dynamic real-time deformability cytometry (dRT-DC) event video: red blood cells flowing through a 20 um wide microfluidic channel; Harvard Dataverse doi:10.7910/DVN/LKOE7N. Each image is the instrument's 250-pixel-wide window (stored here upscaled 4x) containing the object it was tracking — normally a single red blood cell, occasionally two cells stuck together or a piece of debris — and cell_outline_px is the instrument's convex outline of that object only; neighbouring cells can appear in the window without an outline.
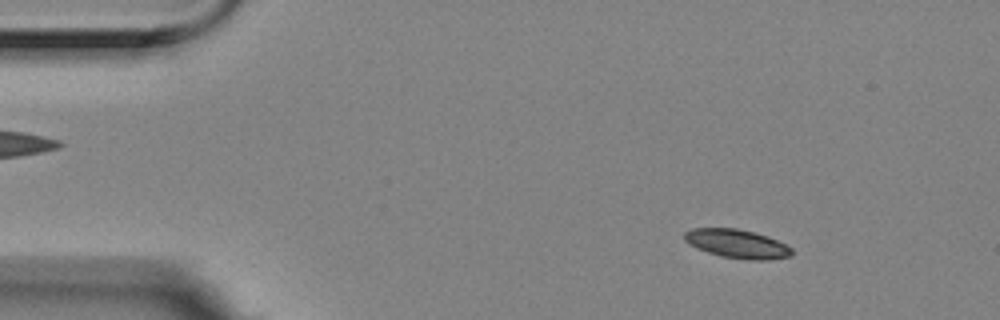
{"species": "Egyptian fruit bat (a non-hibernating species)", "species_latin": "Rousettus aegyptiacus", "temperature_condition": "room temperature", "stored_images_in_passage": 6, "camera_frame_rate_fps": 3000, "um_per_image_px": 0.085, "animal": {"sex": "female"}, "frame": {"image": 1, "passage_image": 2, "time_ms": 0.333, "image_size_px": [1000, 320], "cell_outline_px": [[792, 256], [768, 260], [748, 260], [720, 256], [696, 248], [688, 244], [684, 240], [684, 232], [692, 228], [736, 228], [768, 236], [792, 248]], "centroid_in_image_um": [62.63, 20.72], "position_along_channel_um": 22.4, "area_um2": 18.03}}
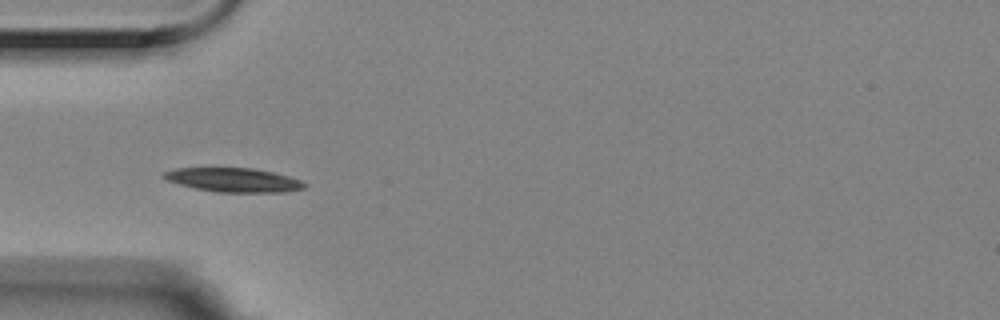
{"frame": {"image": 2, "passage_image": 5, "time_ms": 1.333, "image_size_px": [1000, 320], "cell_outline_px": [[308, 184], [304, 188], [284, 192], [216, 192], [196, 188], [164, 180], [160, 176], [164, 172], [176, 168], [252, 168], [272, 172], [288, 176], [300, 180]], "centroid_in_image_um": [19.83, 15.29], "position_along_channel_um": 65.2, "area_um2": 19.65}}
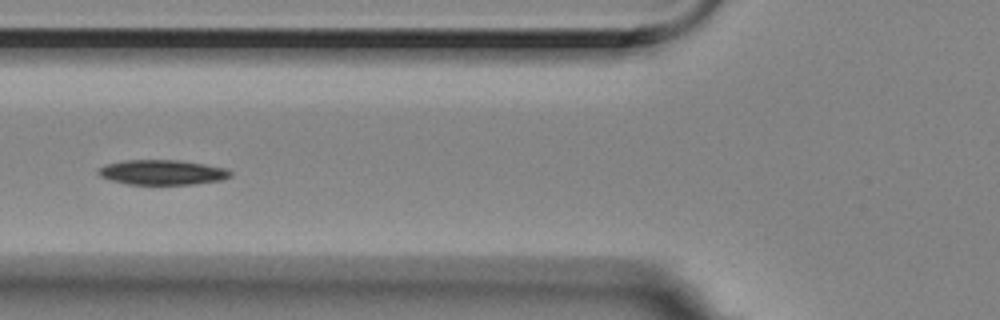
{"frame": {"image": 3, "passage_image": 6, "time_ms": 1.667, "image_size_px": [1000, 320], "cell_outline_px": [[232, 176], [224, 180], [192, 184], [128, 184], [112, 180], [100, 176], [96, 172], [96, 168], [104, 164], [124, 160], [180, 160], [204, 164], [224, 168], [232, 172]], "centroid_in_image_um": [13.77, 14.64], "position_along_channel_um": 112.0, "area_um2": 19.31}}